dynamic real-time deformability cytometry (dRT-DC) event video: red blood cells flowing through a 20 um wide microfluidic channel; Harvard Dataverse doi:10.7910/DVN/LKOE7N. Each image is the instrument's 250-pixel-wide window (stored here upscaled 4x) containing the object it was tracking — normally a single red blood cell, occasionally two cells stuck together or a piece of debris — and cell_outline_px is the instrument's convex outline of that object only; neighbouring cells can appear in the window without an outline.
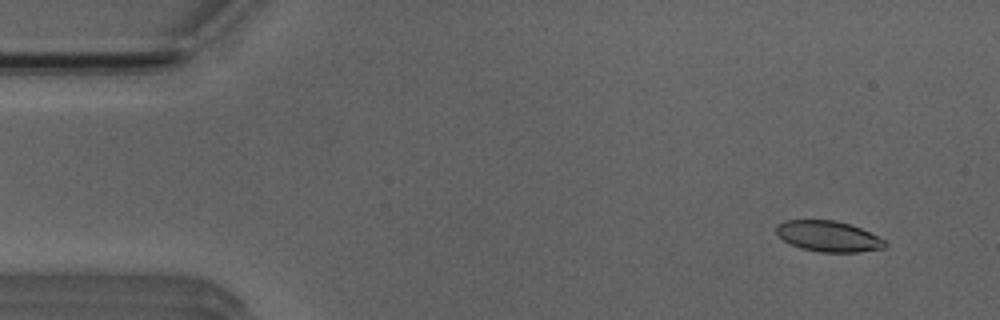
{"species": "Egyptian fruit bat (a non-hibernating species)", "species_latin": "Rousettus aegyptiacus", "temperature_condition": "room temperature", "stored_images_in_passage": 41, "camera_frame_rate_fps": 3000, "um_per_image_px": 0.085, "animal": {"sex": "male"}, "frame": {"image": 1, "passage_image": 1, "time_ms": 0.0, "image_size_px": [1000, 320], "cell_outline_px": [[888, 244], [884, 248], [860, 252], [820, 252], [800, 248], [784, 240], [776, 232], [776, 224], [784, 220], [836, 220], [860, 228], [880, 236]], "centroid_in_image_um": [70.43, 20.08], "position_along_channel_um": 14.6, "area_um2": 19.54}}
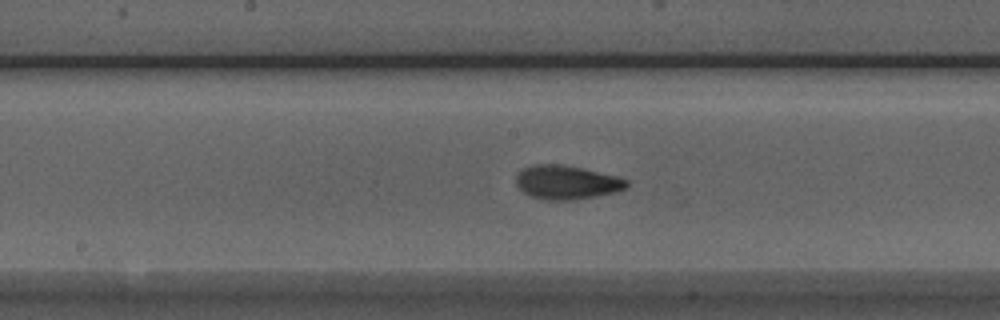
{"frame": {"image": 2, "passage_image": 23, "time_ms": 7.333, "image_size_px": [1000, 320], "cell_outline_px": [[628, 184], [624, 188], [616, 192], [600, 196], [576, 200], [544, 200], [532, 196], [524, 192], [516, 184], [516, 176], [524, 168], [532, 164], [560, 164], [584, 168], [616, 176], [628, 180]], "centroid_in_image_um": [48.18, 15.5], "position_along_channel_um": 200.0, "area_um2": 21.91}}
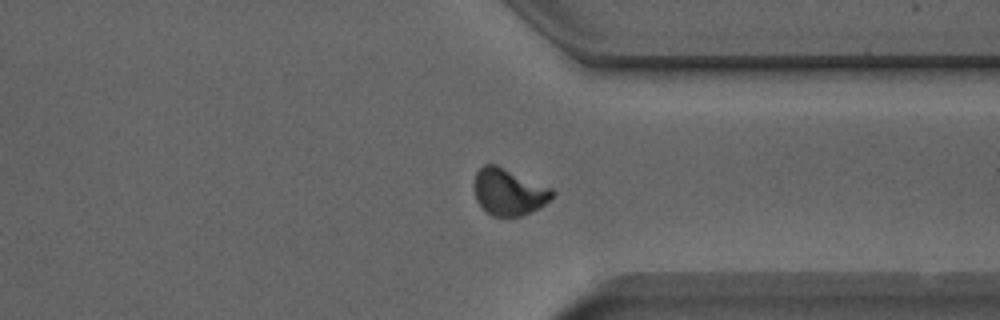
{"frame": {"image": 3, "passage_image": 36, "time_ms": 11.667, "image_size_px": [1000, 320], "cell_outline_px": [[556, 196], [540, 208], [520, 216], [492, 216], [476, 200], [476, 172], [484, 164], [496, 164], [552, 188], [556, 192]], "centroid_in_image_um": [43.31, 16.31], "position_along_channel_um": 368.1, "area_um2": 21.1}, "authors_computed_cell_mechanics": {"area_um2": 20.808, "velocity_mm_per_s": 3.9312, "shape_relaxation_time_tau1_ms": 3.5361, "shape_relaxation_time_tau2_ms": 1.185, "deformation_change_tau1": 0.1328, "deformation_change_tau2": 0.0498}}